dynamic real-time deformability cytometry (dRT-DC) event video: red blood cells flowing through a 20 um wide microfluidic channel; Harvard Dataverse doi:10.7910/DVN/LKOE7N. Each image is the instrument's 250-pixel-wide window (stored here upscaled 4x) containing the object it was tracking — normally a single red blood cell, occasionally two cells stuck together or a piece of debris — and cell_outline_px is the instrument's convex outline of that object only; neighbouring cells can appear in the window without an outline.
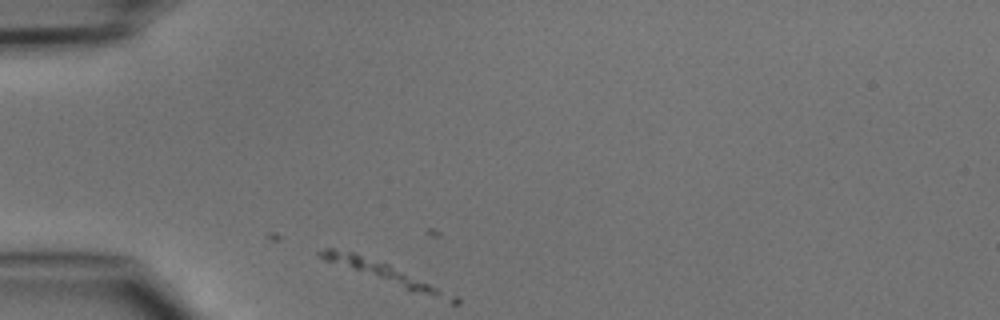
{"species": "common noctule bat (a hibernating species)", "species_latin": "Nyctalus noctula", "temperature_condition": "cold", "stored_images_in_passage": 4, "camera_frame_rate_fps": 3000, "um_per_image_px": 0.085, "animal": {"sex": "male", "body_mass_g": 15.6}, "frame": {"image": 1, "passage_image": 1, "time_ms": 0.0, "image_size_px": [1000, 320], "cell_outline_px": [[460, 304], [452, 304], [324, 260], [316, 252], [324, 248], [332, 248], [356, 252], [388, 264], [460, 296]], "centroid_in_image_um": [32.85, 23.24], "position_along_channel_um": 52.2, "area_um2": 15.72}}